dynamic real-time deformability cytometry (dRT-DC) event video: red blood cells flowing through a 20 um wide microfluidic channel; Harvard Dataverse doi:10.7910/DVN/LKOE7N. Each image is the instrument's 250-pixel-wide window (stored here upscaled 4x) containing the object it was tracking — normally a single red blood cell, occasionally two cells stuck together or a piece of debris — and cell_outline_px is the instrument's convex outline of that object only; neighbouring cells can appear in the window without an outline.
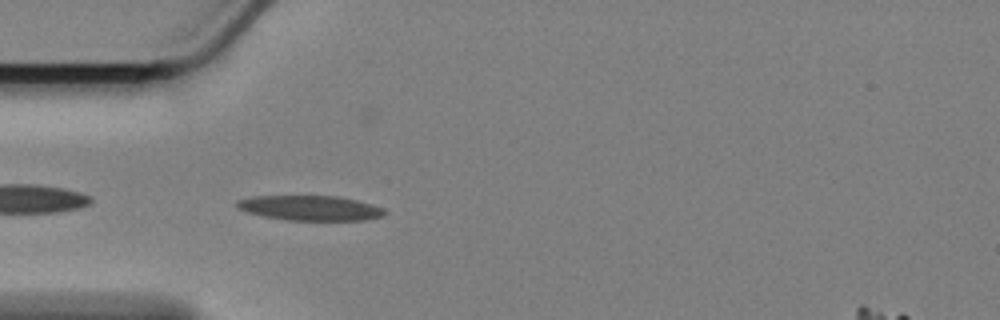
{"species": "Egyptian fruit bat (a non-hibernating species)", "species_latin": "Rousettus aegyptiacus", "temperature_condition": "cold", "stored_images_in_passage": 45, "camera_frame_rate_fps": 3000, "um_per_image_px": 0.085, "animal": {"sex": "female"}, "frame": {"image": 1, "passage_image": 2, "time_ms": 0.333, "image_size_px": [1000, 320], "cell_outline_px": [[388, 212], [380, 216], [364, 220], [288, 220], [264, 216], [248, 212], [236, 208], [236, 200], [252, 196], [336, 196], [356, 200], [372, 204], [384, 208]], "centroid_in_image_um": [26.35, 17.67], "position_along_channel_um": 58.7, "area_um2": 21.39}}
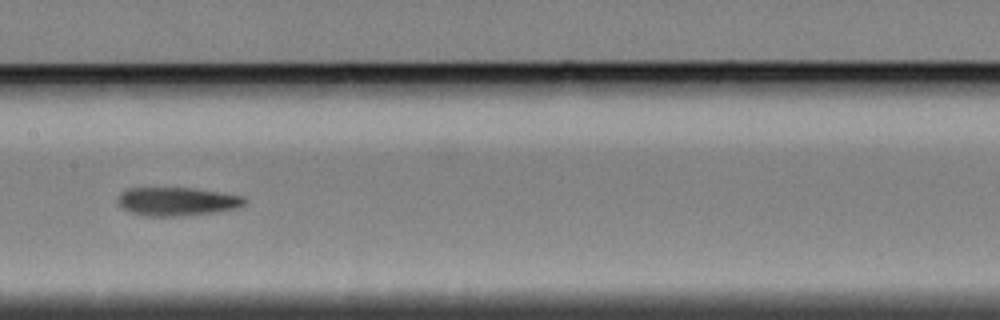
{"frame": {"image": 2, "passage_image": 14, "time_ms": 4.333, "image_size_px": [1000, 320], "cell_outline_px": [[248, 200], [240, 208], [212, 212], [180, 216], [148, 216], [128, 212], [116, 200], [120, 192], [128, 188], [196, 188], [244, 196]], "centroid_in_image_um": [15.06, 17.12], "position_along_channel_um": 192.3, "area_um2": 21.15}}
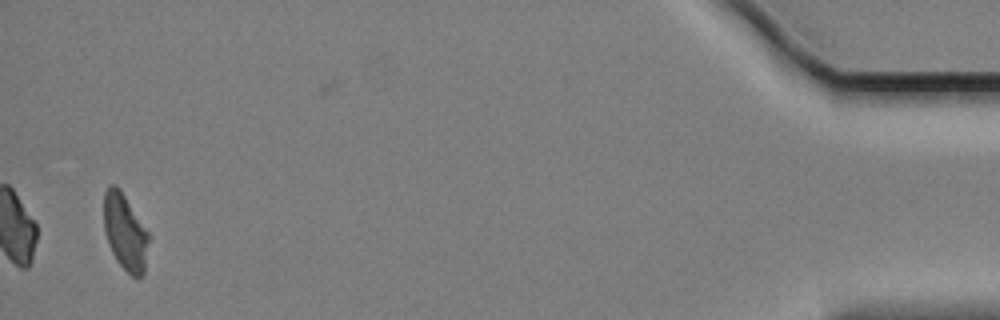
{"frame": {"image": 3, "passage_image": 42, "time_ms": 13.667, "image_size_px": [1000, 320], "cell_outline_px": [[152, 236], [144, 276], [132, 276], [116, 260], [108, 244], [104, 232], [104, 192], [108, 184], [116, 184], [120, 188]], "centroid_in_image_um": [10.68, 19.72], "position_along_channel_um": 424.5, "area_um2": 20.69}, "authors_computed_cell_mechanics": {"area_um2": 20.9814, "velocity_mm_per_s": 3.3885, "shape_relaxation_time_tau1_ms": 6.0001, "shape_relaxation_time_tau2_ms": 5.0367, "deformation_change_tau1": 0.1678, "deformation_change_tau2": 0.1476}}